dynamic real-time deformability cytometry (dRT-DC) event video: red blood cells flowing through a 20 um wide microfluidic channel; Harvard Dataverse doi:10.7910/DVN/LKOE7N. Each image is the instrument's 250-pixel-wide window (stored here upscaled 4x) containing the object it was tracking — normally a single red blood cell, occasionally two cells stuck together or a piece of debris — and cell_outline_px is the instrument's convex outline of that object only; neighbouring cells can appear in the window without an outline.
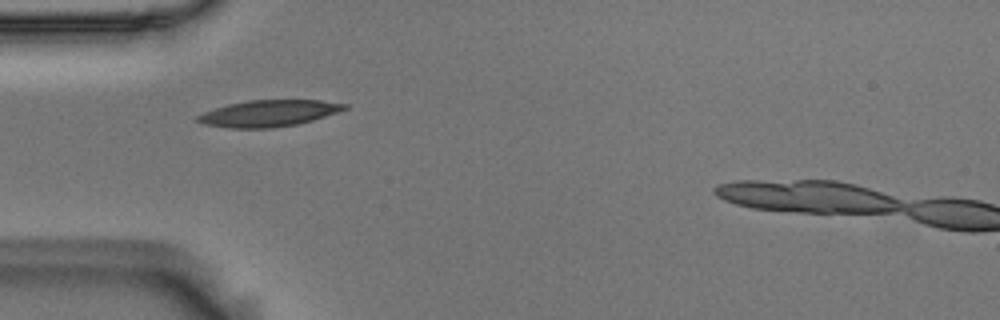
{"species": "Egyptian fruit bat (a non-hibernating species)", "species_latin": "Rousettus aegyptiacus", "temperature_condition": "room temperature", "stored_images_in_passage": 5, "camera_frame_rate_fps": 3000, "um_per_image_px": 0.085, "animal": {"sex": "male"}, "frame": {"image": 1, "passage_image": 5, "time_ms": 1.333, "image_size_px": [1000, 320], "cell_outline_px": [[348, 108], [312, 120], [296, 124], [272, 128], [228, 128], [204, 124], [196, 120], [196, 116], [204, 112], [228, 104], [248, 100], [320, 100], [348, 104]], "centroid_in_image_um": [22.82, 9.63], "position_along_channel_um": 62.2, "area_um2": 22.48}}